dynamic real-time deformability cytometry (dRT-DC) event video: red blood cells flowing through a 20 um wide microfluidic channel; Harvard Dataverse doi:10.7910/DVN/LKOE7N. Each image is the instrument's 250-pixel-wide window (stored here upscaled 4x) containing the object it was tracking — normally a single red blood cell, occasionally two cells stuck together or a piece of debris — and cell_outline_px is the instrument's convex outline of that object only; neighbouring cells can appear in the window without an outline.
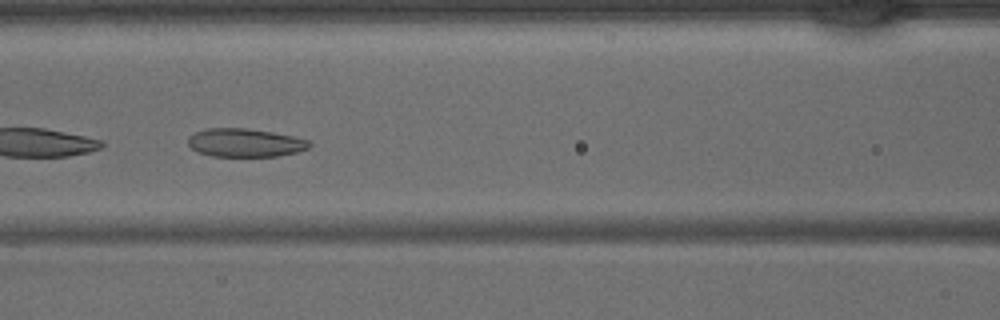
{"species": "common noctule bat (a hibernating species)", "species_latin": "Nyctalus noctula", "temperature_condition": "warm", "stored_images_in_passage": 42, "camera_frame_rate_fps": 3000, "um_per_image_px": 0.085, "animal": {"sex": "male", "body_mass_g": 15.6}, "frame": {"image": 1, "passage_image": 19, "time_ms": 6.0, "image_size_px": [1000, 320], "cell_outline_px": [[312, 144], [308, 148], [296, 152], [276, 156], [212, 156], [196, 152], [188, 144], [188, 136], [196, 132], [208, 128], [244, 128], [272, 132], [292, 136], [308, 140]], "centroid_in_image_um": [20.8, 12.13], "position_along_channel_um": 145.8, "area_um2": 19.94}}